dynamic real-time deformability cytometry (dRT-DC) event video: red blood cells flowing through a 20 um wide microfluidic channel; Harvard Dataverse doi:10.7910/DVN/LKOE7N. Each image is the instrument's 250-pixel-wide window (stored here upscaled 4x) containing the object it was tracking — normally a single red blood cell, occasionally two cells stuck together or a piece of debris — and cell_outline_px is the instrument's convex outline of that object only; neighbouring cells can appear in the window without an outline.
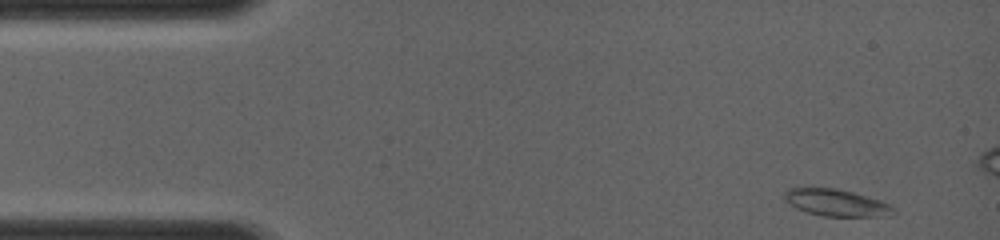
{"species": "common noctule bat (a hibernating species)", "species_latin": "Nyctalus noctula", "temperature_condition": "room temperature", "stored_images_in_passage": 49, "camera_frame_rate_fps": 4000, "um_per_image_px": 0.085, "animal": {"sex": "female", "body_mass_g": 19.0, "forearm_length_mm": 56.7}, "frame": {"image": 1, "passage_image": 1, "time_ms": 0.0, "image_size_px": [1000, 240], "cell_outline_px": [[896, 212], [892, 216], [820, 216], [796, 208], [788, 204], [784, 200], [784, 192], [788, 188], [836, 188], [852, 192], [880, 200], [896, 208]], "centroid_in_image_um": [71.09, 17.24], "position_along_channel_um": 13.9, "area_um2": 17.17}}
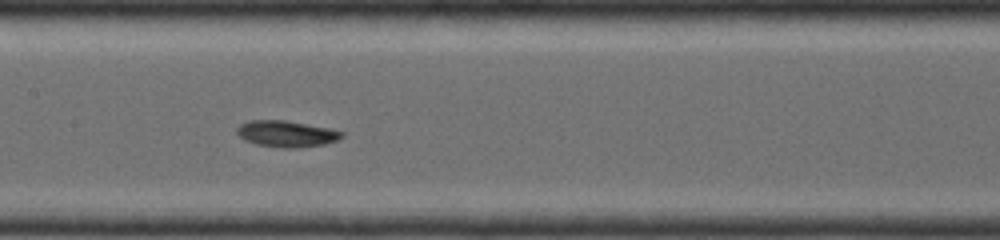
{"frame": {"image": 2, "passage_image": 23, "time_ms": 5.5, "image_size_px": [1000, 240], "cell_outline_px": [[344, 136], [336, 140], [324, 144], [296, 148], [280, 148], [256, 144], [244, 140], [236, 132], [236, 128], [240, 124], [248, 120], [284, 120], [328, 128], [344, 132]], "centroid_in_image_um": [24.31, 11.37], "position_along_channel_um": 183.1, "area_um2": 16.07}}
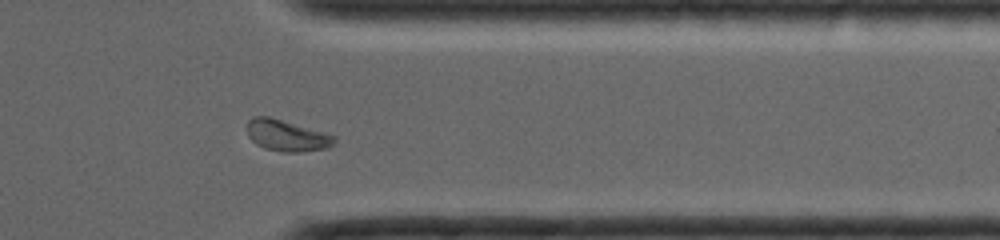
{"frame": {"image": 3, "passage_image": 40, "time_ms": 9.75, "image_size_px": [1000, 240], "cell_outline_px": [[336, 140], [328, 148], [300, 152], [284, 152], [264, 148], [256, 144], [248, 136], [248, 120], [252, 116], [268, 116], [324, 132], [336, 136]], "centroid_in_image_um": [24.37, 11.52], "position_along_channel_um": 387.0, "area_um2": 15.84}}